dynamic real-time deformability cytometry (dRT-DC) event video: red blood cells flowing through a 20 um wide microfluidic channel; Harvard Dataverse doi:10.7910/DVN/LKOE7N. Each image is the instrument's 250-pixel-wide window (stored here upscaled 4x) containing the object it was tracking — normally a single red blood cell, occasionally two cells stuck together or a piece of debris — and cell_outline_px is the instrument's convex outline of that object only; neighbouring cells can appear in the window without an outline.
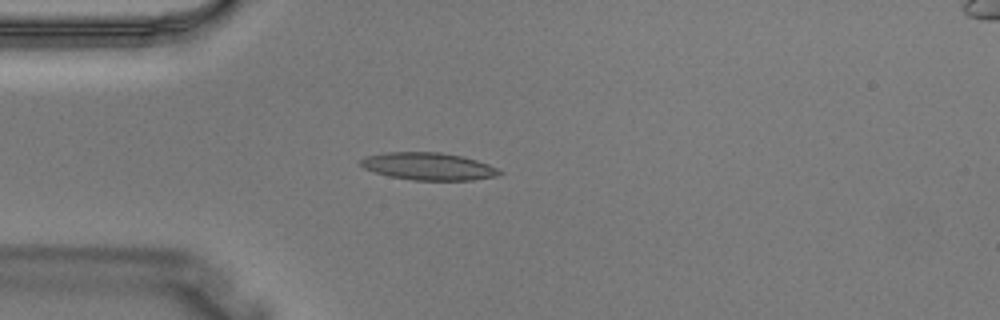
{"species": "Egyptian fruit bat (a non-hibernating species)", "species_latin": "Rousettus aegyptiacus", "temperature_condition": "warm", "stored_images_in_passage": 3, "camera_frame_rate_fps": 3000, "um_per_image_px": 0.085, "animal": {"sex": "male"}, "frame": {"image": 1, "passage_image": 3, "time_ms": 0.667, "image_size_px": [1000, 320], "cell_outline_px": [[504, 172], [496, 176], [472, 180], [412, 180], [392, 176], [376, 172], [364, 168], [360, 164], [360, 160], [364, 156], [388, 152], [440, 152], [464, 156], [488, 164]], "centroid_in_image_um": [36.43, 14.13], "position_along_channel_um": 48.6, "area_um2": 22.08}}